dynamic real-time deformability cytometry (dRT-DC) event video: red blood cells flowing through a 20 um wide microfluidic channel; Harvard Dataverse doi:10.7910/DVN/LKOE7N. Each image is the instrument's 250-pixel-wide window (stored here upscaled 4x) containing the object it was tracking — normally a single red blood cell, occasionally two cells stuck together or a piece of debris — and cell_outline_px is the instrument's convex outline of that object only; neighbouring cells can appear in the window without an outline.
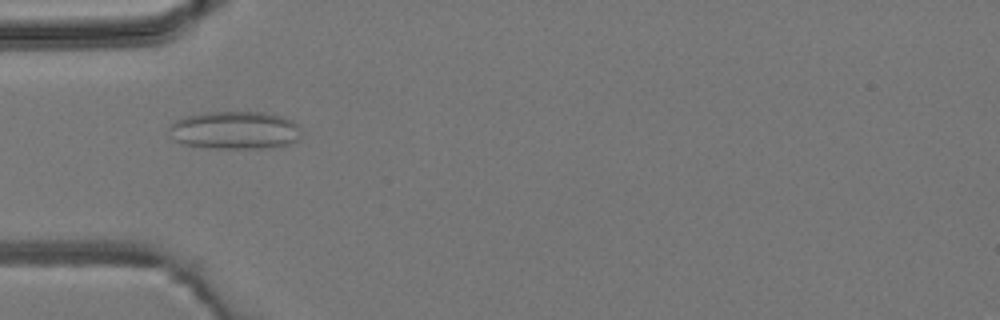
{"species": "common noctule bat (a hibernating species)", "species_latin": "Nyctalus noctula", "temperature_condition": "room temperature", "stored_images_in_passage": 5, "camera_frame_rate_fps": 3000, "um_per_image_px": 0.085, "animal": {"sex": "male", "body_mass_g": 19.2, "forearm_length_mm": 51.8}, "frame": {"image": 1, "passage_image": 4, "time_ms": 4.667, "image_size_px": [1000, 320], "cell_outline_px": [[300, 136], [296, 140], [288, 144], [272, 148], [212, 148], [184, 144], [176, 140], [168, 132], [168, 128], [176, 120], [184, 116], [204, 112], [264, 112], [280, 116], [292, 120], [300, 128]], "centroid_in_image_um": [19.96, 11.06], "position_along_channel_um": 65.0, "area_um2": 29.25}}